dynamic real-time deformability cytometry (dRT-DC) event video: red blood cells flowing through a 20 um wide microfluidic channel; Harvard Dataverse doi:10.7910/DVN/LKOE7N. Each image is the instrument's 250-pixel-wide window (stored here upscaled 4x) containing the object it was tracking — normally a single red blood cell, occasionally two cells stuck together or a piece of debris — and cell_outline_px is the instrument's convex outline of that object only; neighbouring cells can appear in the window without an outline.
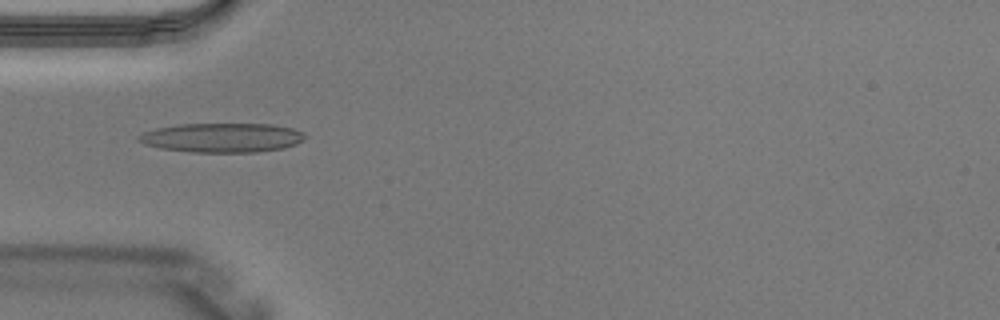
{"species": "Egyptian fruit bat (a non-hibernating species)", "species_latin": "Rousettus aegyptiacus", "temperature_condition": "warm", "stored_images_in_passage": 5, "camera_frame_rate_fps": 3000, "um_per_image_px": 0.085, "animal": {"sex": "male"}, "frame": {"image": 1, "passage_image": 4, "time_ms": 1.0, "image_size_px": [1000, 320], "cell_outline_px": [[308, 136], [304, 140], [296, 144], [284, 148], [256, 152], [192, 152], [160, 148], [144, 144], [136, 140], [136, 136], [144, 132], [156, 128], [180, 124], [272, 124], [292, 128], [304, 132]], "centroid_in_image_um": [18.89, 11.7], "position_along_channel_um": 66.1, "area_um2": 28.61}}